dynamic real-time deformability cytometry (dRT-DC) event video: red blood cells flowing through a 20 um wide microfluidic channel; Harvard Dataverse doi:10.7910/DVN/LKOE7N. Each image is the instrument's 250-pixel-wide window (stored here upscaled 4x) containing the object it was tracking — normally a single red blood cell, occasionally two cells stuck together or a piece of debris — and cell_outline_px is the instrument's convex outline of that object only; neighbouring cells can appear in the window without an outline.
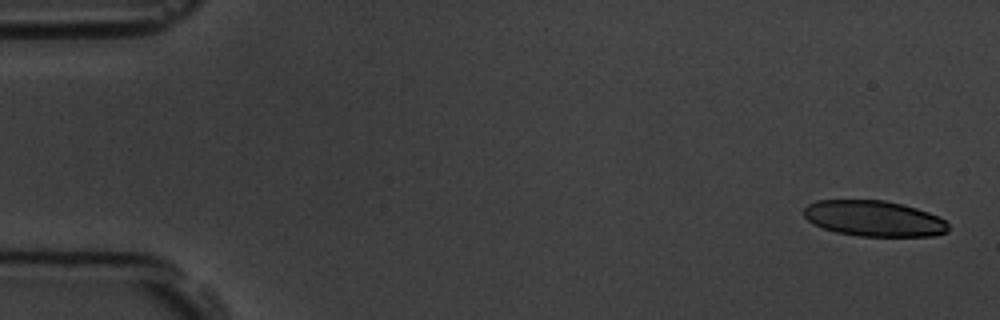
{"species": "common noctule bat (a hibernating species)", "species_latin": "Nyctalus noctula", "temperature_condition": "room temperature", "stored_images_in_passage": 5, "camera_frame_rate_fps": 3000, "um_per_image_px": 0.085, "animal": {"sex": "male", "body_mass_g": 19.5, "forearm_length_mm": 54.6}, "frame": {"image": 1, "passage_image": 1, "time_ms": 0.0, "image_size_px": [1000, 320], "cell_outline_px": [[948, 232], [932, 236], [860, 236], [836, 232], [824, 228], [808, 220], [804, 216], [804, 208], [808, 204], [816, 200], [884, 200], [916, 208], [928, 212], [944, 220], [948, 224]], "centroid_in_image_um": [74.28, 18.57], "position_along_channel_um": 10.7, "area_um2": 29.88}}